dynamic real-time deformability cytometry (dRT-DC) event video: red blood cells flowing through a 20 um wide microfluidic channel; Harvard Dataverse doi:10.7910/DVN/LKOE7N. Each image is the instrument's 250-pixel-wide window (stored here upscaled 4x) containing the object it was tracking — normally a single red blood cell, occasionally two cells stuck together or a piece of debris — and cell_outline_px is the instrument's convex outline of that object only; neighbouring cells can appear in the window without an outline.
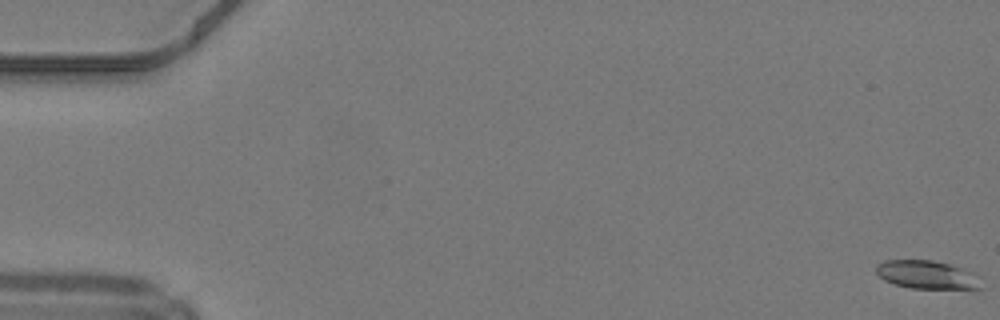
{"species": "common noctule bat (a hibernating species)", "species_latin": "Nyctalus noctula", "temperature_condition": "warm", "stored_images_in_passage": 50, "camera_frame_rate_fps": 3000, "um_per_image_px": 0.085, "animal": {"sex": "male", "body_mass_g": 19.2, "forearm_length_mm": 51.8}, "frame": {"image": 1, "passage_image": 1, "time_ms": 0.0, "image_size_px": [1000, 320], "cell_outline_px": [[984, 288], [912, 288], [896, 284], [884, 280], [876, 272], [876, 264], [884, 260], [932, 260], [948, 264], [972, 272], [980, 276]], "centroid_in_image_um": [78.81, 23.35], "position_along_channel_um": 6.2, "area_um2": 17.22}}
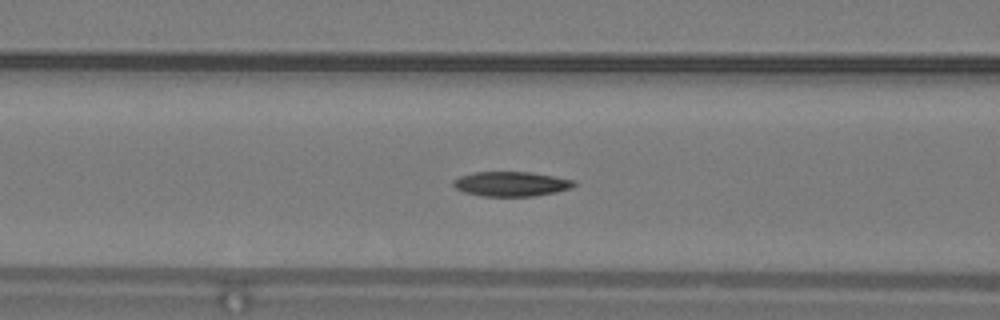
{"frame": {"image": 2, "passage_image": 21, "time_ms": 6.667, "image_size_px": [1000, 320], "cell_outline_px": [[576, 184], [572, 188], [556, 192], [532, 196], [480, 196], [464, 192], [456, 188], [452, 184], [452, 180], [460, 176], [476, 172], [528, 172], [576, 180]], "centroid_in_image_um": [43.44, 15.64], "position_along_channel_um": 123.2, "area_um2": 17.34}}
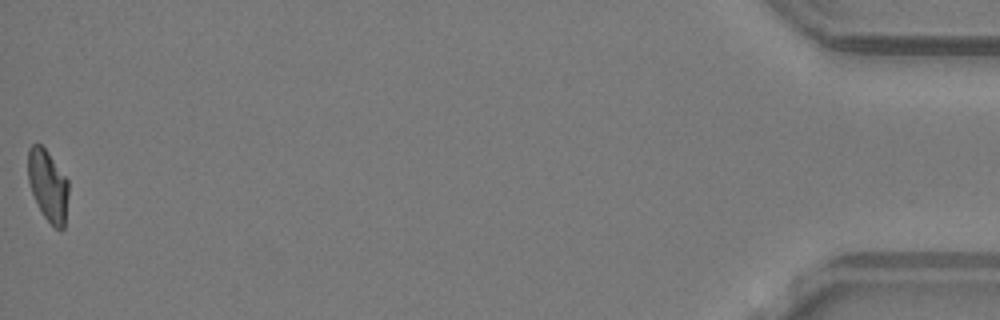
{"frame": {"image": 3, "passage_image": 50, "time_ms": 16.333, "image_size_px": [1000, 320], "cell_outline_px": [[68, 196], [64, 228], [60, 232], [44, 216], [32, 192], [28, 180], [28, 148], [32, 144], [40, 144], [48, 152], [68, 180]], "centroid_in_image_um": [4.08, 15.76], "position_along_channel_um": 431.1, "area_um2": 16.65}, "authors_computed_cell_mechanics": {"area_um2": 17.3689, "velocity_mm_per_s": 4.2266, "shape_relaxation_time_tau1_ms": null, "shape_relaxation_time_tau2_ms": 4.1011, "deformation_change_tau1": null, "deformation_change_tau2": 0.0816}}